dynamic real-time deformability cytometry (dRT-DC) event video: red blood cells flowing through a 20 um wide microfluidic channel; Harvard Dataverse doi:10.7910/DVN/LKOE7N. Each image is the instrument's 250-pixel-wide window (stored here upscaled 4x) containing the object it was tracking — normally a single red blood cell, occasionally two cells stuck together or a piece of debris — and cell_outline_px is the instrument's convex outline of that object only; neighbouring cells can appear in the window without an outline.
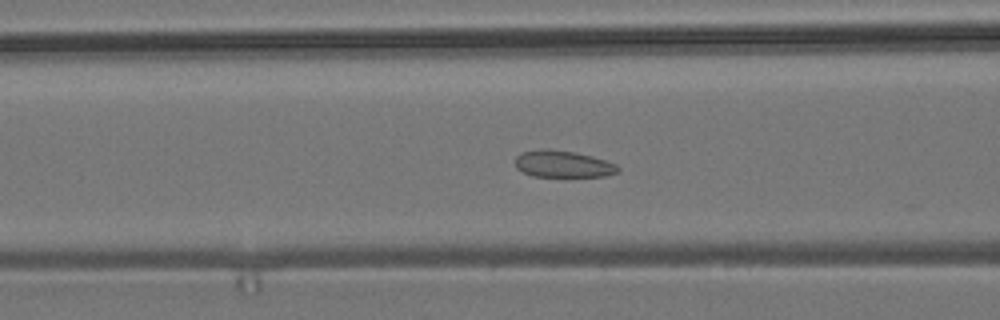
{"species": "common noctule bat (a hibernating species)", "species_latin": "Nyctalus noctula", "temperature_condition": "room temperature", "stored_images_in_passage": 17, "camera_frame_rate_fps": 3000, "um_per_image_px": 0.085, "animal": {"sex": "male", "body_mass_g": 19.2, "forearm_length_mm": 51.8}, "frame": {"image": 1, "passage_image": 5, "time_ms": 1.333, "image_size_px": [1000, 320], "cell_outline_px": [[620, 172], [604, 176], [532, 176], [516, 168], [516, 156], [520, 152], [540, 148], [548, 148], [576, 152], [592, 156], [616, 164], [620, 168]], "centroid_in_image_um": [47.84, 13.92], "position_along_channel_um": 118.8, "area_um2": 16.18}}
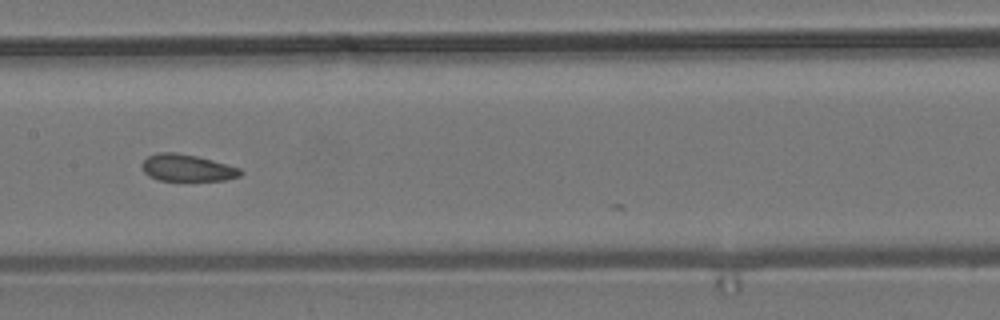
{"frame": {"image": 2, "passage_image": 11, "time_ms": 3.333, "image_size_px": [1000, 320], "cell_outline_px": [[244, 172], [240, 176], [224, 180], [160, 180], [148, 176], [144, 172], [140, 164], [148, 156], [160, 152], [176, 152], [196, 156], [212, 160], [240, 168]], "centroid_in_image_um": [15.89, 14.26], "position_along_channel_um": 191.5, "area_um2": 15.37}}
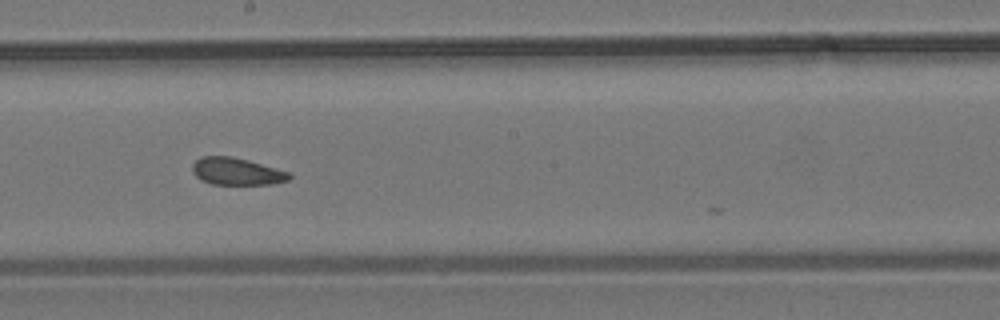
{"frame": {"image": 3, "passage_image": 14, "time_ms": 4.333, "image_size_px": [1000, 320], "cell_outline_px": [[292, 176], [288, 180], [272, 184], [212, 184], [200, 180], [192, 172], [192, 164], [200, 156], [232, 156], [248, 160], [276, 168], [288, 172]], "centroid_in_image_um": [20.08, 14.56], "position_along_channel_um": 228.1, "area_um2": 15.37}}